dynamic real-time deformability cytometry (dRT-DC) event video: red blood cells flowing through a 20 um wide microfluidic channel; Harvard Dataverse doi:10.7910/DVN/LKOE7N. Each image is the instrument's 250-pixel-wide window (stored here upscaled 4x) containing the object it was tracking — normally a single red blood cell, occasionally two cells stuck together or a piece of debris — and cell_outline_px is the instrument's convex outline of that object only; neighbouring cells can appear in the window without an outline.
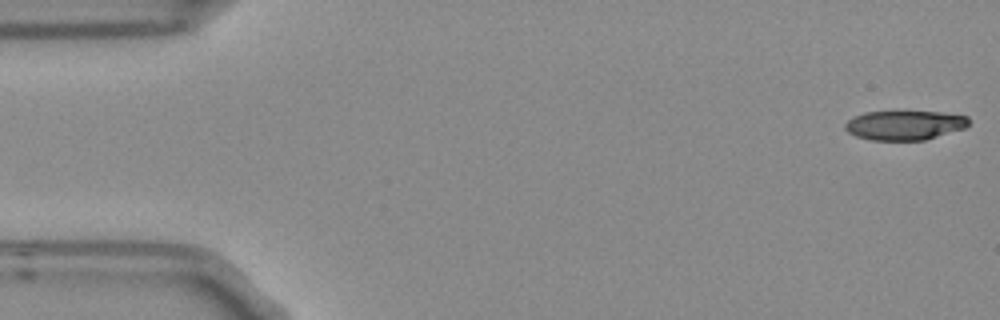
{"species": "Egyptian fruit bat (a non-hibernating species)", "species_latin": "Rousettus aegyptiacus", "temperature_condition": "room temperature", "stored_images_in_passage": 5, "camera_frame_rate_fps": 3000, "um_per_image_px": 0.085, "frame": {"image": 1, "passage_image": 1, "time_ms": 0.0, "image_size_px": [1000, 320], "cell_outline_px": [[968, 124], [964, 128], [924, 140], [872, 140], [856, 136], [848, 132], [844, 128], [844, 124], [852, 116], [864, 112], [940, 112], [968, 116]], "centroid_in_image_um": [76.85, 10.64], "position_along_channel_um": 8.2, "area_um2": 21.04}}